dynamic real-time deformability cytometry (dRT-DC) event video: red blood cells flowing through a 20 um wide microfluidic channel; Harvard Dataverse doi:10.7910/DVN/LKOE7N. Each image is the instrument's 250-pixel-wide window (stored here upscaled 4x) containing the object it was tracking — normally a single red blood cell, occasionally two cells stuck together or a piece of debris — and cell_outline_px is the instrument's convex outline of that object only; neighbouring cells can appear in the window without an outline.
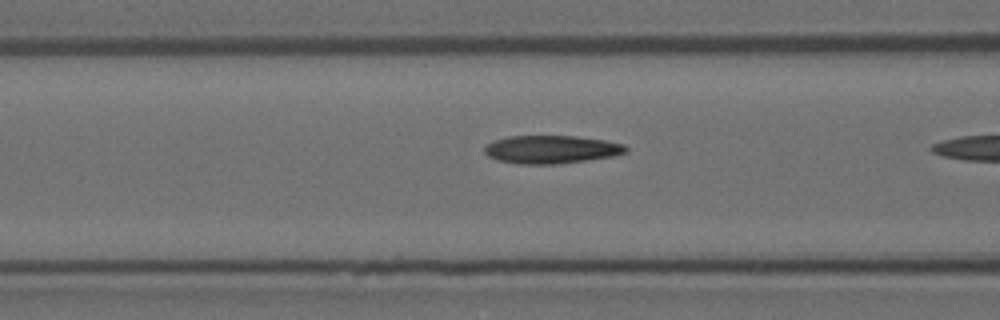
{"species": "Egyptian fruit bat (a non-hibernating species)", "species_latin": "Rousettus aegyptiacus", "temperature_condition": "room temperature", "stored_images_in_passage": 20, "camera_frame_rate_fps": 3000, "um_per_image_px": 0.085, "animal": {"sex": "female"}, "frame": {"image": 1, "passage_image": 19, "time_ms": 6.0, "image_size_px": [1000, 320], "cell_outline_px": [[628, 152], [612, 156], [588, 160], [556, 164], [520, 164], [500, 160], [488, 156], [484, 152], [484, 148], [492, 140], [508, 136], [576, 136], [604, 140], [624, 144], [628, 148]], "centroid_in_image_um": [46.87, 12.7], "position_along_channel_um": 119.7, "area_um2": 23.12}}